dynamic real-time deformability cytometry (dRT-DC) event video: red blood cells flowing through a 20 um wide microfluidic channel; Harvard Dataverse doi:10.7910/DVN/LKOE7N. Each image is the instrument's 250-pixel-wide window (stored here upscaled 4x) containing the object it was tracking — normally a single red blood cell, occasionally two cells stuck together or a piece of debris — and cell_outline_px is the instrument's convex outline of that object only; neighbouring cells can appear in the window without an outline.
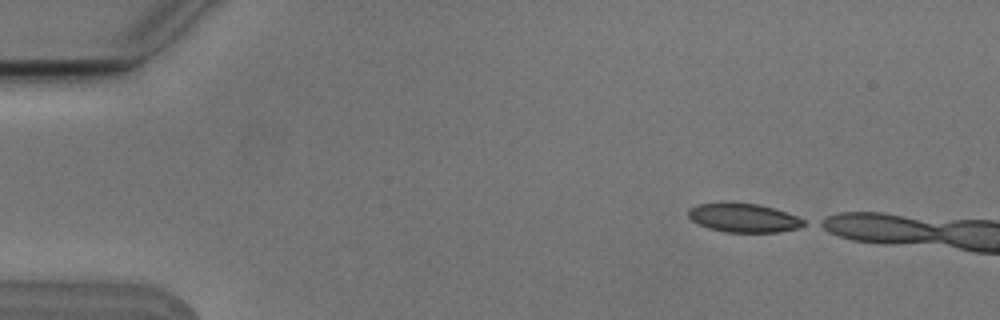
{"species": "Egyptian fruit bat (a non-hibernating species)", "species_latin": "Rousettus aegyptiacus", "temperature_condition": "cold", "stored_images_in_passage": 3, "camera_frame_rate_fps": 3000, "um_per_image_px": 0.085, "animal": {"sex": "male"}, "frame": {"image": 1, "passage_image": 1, "time_ms": 0.0, "image_size_px": [1000, 320], "cell_outline_px": [[808, 224], [800, 228], [776, 232], [724, 232], [708, 228], [692, 220], [688, 216], [688, 208], [696, 204], [760, 204], [796, 216], [804, 220]], "centroid_in_image_um": [63.22, 18.54], "position_along_channel_um": 21.8, "area_um2": 19.02}}